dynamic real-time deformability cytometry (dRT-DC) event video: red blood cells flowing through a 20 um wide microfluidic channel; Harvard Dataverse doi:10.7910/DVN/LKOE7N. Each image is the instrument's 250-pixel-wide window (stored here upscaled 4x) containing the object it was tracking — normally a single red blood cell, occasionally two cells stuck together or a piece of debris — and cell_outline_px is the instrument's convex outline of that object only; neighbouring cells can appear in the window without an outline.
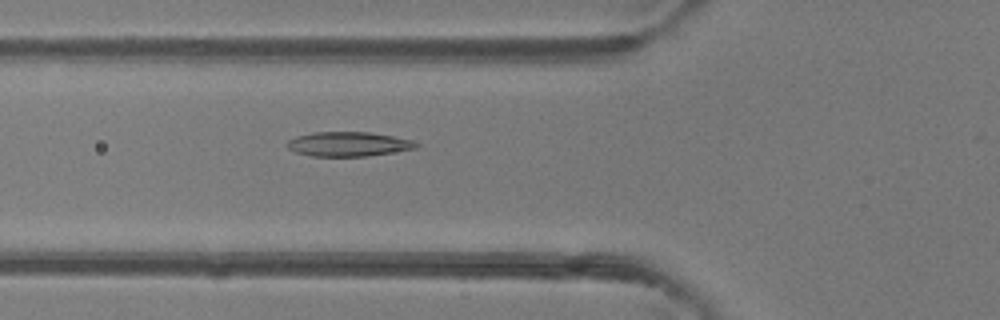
{"species": "common noctule bat (a hibernating species)", "species_latin": "Nyctalus noctula", "temperature_condition": "room temperature", "stored_images_in_passage": 40, "camera_frame_rate_fps": 3000, "um_per_image_px": 0.085, "animal": {"sex": "female"}, "frame": {"image": 1, "passage_image": 15, "time_ms": 4.667, "image_size_px": [1000, 320], "cell_outline_px": [[420, 144], [416, 148], [368, 156], [312, 156], [296, 152], [288, 148], [284, 144], [288, 140], [296, 136], [312, 132], [368, 132], [392, 136], [412, 140]], "centroid_in_image_um": [29.57, 12.24], "position_along_channel_um": 96.2, "area_um2": 18.38}}
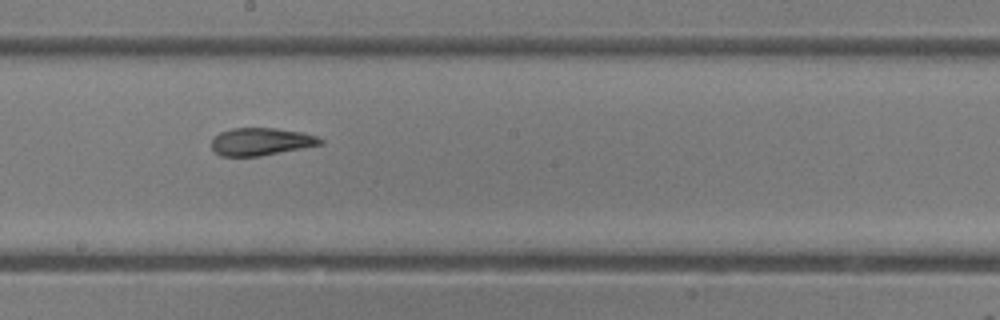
{"frame": {"image": 2, "passage_image": 24, "time_ms": 7.667, "image_size_px": [1000, 320], "cell_outline_px": [[324, 144], [260, 156], [220, 156], [212, 148], [212, 140], [220, 132], [232, 128], [276, 128], [304, 132], [316, 136], [324, 140]], "centroid_in_image_um": [22.22, 12.03], "position_along_channel_um": 226.0, "area_um2": 17.51}}
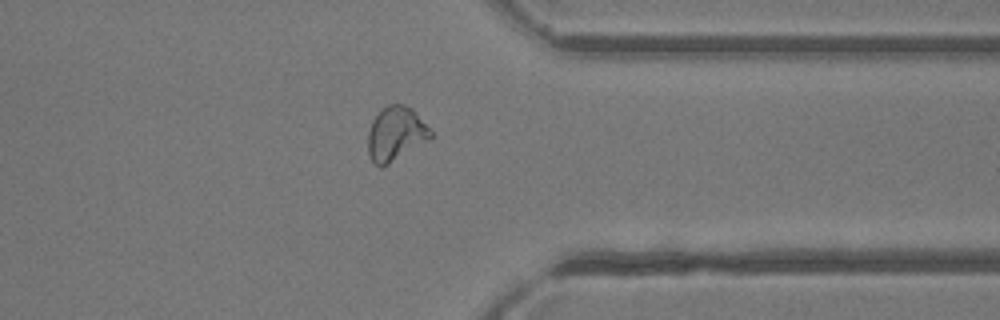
{"frame": {"image": 3, "passage_image": 35, "time_ms": 11.333, "image_size_px": [1000, 320], "cell_outline_px": [[432, 136], [388, 164], [376, 164], [372, 160], [368, 152], [368, 132], [372, 120], [388, 104], [404, 104], [412, 108], [432, 132]], "centroid_in_image_um": [33.61, 11.33], "position_along_channel_um": 377.8, "area_um2": 19.02}, "authors_computed_cell_mechanics": {"area_um2": 18.6405, "velocity_mm_per_s": 4.315, "shape_relaxation_time_tau1_ms": 6.8761, "shape_relaxation_time_tau2_ms": 1.7731, "deformation_change_tau1": 0.1946, "deformation_change_tau2": 0.0905}}